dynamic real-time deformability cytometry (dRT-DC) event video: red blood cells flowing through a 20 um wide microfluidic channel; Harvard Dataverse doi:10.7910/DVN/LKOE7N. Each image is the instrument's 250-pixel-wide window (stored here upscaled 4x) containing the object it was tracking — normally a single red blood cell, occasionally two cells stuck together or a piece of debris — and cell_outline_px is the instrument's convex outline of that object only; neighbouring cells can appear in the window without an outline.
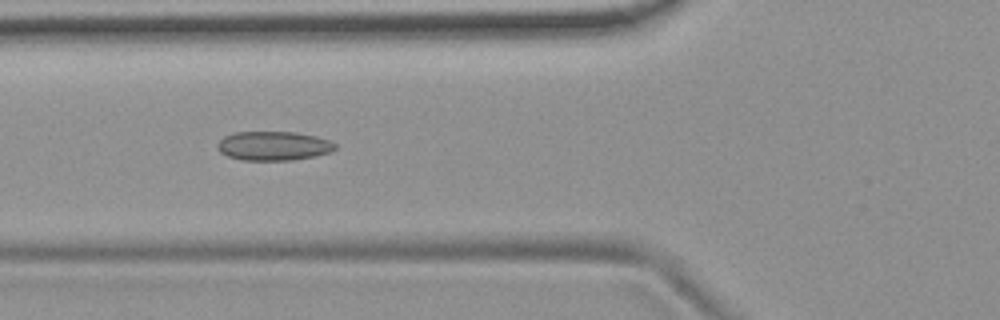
{"species": "common noctule bat (a hibernating species)", "species_latin": "Nyctalus noctula", "temperature_condition": "room temperature", "stored_images_in_passage": 5, "camera_frame_rate_fps": 3000, "um_per_image_px": 0.085, "animal": {"sex": "female", "body_mass_g": 19.9}, "frame": {"image": 1, "passage_image": 3, "time_ms": 2.333, "image_size_px": [1000, 320], "cell_outline_px": [[336, 148], [332, 152], [316, 156], [292, 160], [240, 160], [228, 156], [220, 152], [216, 148], [216, 144], [224, 136], [232, 132], [296, 132], [316, 136], [328, 140], [336, 144]], "centroid_in_image_um": [23.23, 12.4], "position_along_channel_um": 102.6, "area_um2": 20.17}}
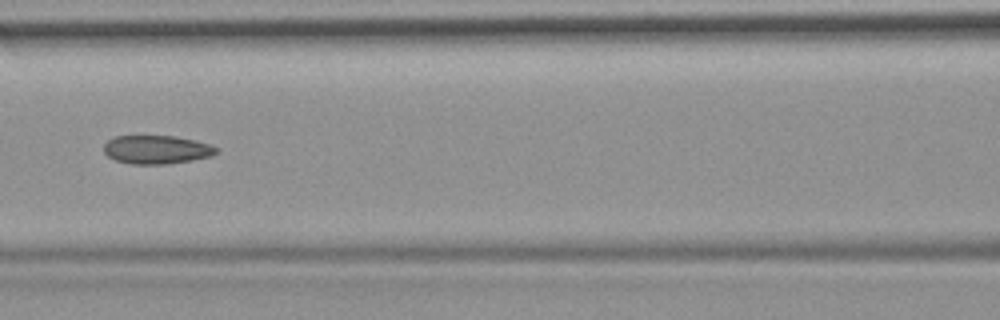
{"frame": {"image": 2, "passage_image": 4, "time_ms": 3.667, "image_size_px": [1000, 320], "cell_outline_px": [[220, 152], [212, 156], [192, 160], [168, 164], [128, 164], [116, 160], [108, 156], [104, 152], [104, 144], [108, 140], [116, 136], [176, 136], [196, 140], [212, 144], [220, 148]], "centroid_in_image_um": [13.38, 12.72], "position_along_channel_um": 153.2, "area_um2": 19.02}}